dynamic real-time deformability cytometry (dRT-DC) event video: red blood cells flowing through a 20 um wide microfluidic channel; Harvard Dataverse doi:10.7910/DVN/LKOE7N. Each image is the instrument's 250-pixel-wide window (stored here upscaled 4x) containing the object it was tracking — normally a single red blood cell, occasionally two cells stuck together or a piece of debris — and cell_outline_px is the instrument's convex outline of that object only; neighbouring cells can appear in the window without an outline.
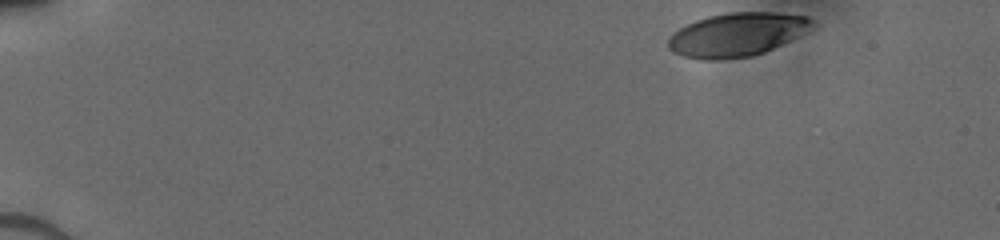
{"species": "human", "species_latin": "Homo sapiens", "temperature_condition": "cold", "stored_images_in_passage": 39, "camera_frame_rate_fps": 3000, "um_per_image_px": 0.085, "donor": {"sex": "male"}, "frame": {"image": 1, "passage_image": 1, "time_ms": 0.0, "image_size_px": [1000, 240], "cell_outline_px": [[816, 28], [808, 32], [764, 52], [752, 56], [716, 60], [704, 60], [684, 56], [672, 52], [668, 48], [668, 40], [672, 32], [696, 20], [708, 16], [728, 12], [772, 12], [808, 16], [816, 20]], "centroid_in_image_um": [62.69, 2.93], "position_along_channel_um": 22.3, "area_um2": 36.93}}
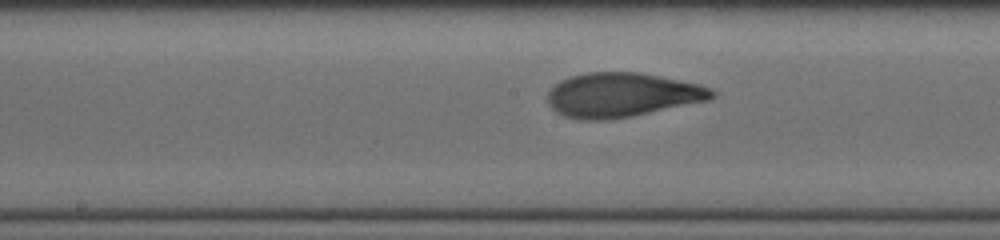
{"frame": {"image": 2, "passage_image": 23, "time_ms": 7.333, "image_size_px": [1000, 240], "cell_outline_px": [[716, 92], [708, 100], [632, 116], [604, 120], [580, 120], [564, 116], [556, 112], [548, 104], [548, 92], [560, 80], [572, 76], [588, 72], [640, 72], [700, 84], [712, 88]], "centroid_in_image_um": [52.85, 8.07], "position_along_channel_um": 195.3, "area_um2": 42.31}}
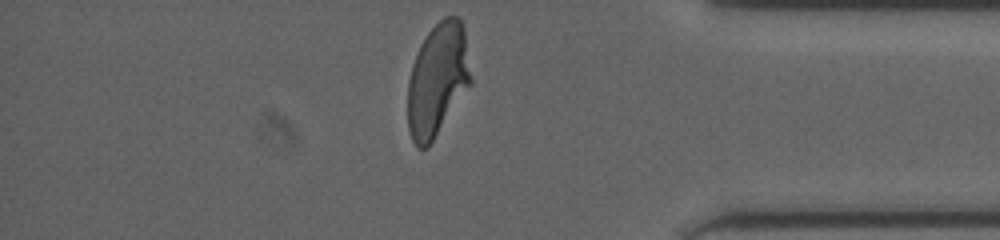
{"frame": {"image": 3, "passage_image": 39, "time_ms": 12.667, "image_size_px": [1000, 240], "cell_outline_px": [[472, 84], [428, 148], [416, 148], [412, 140], [408, 128], [408, 80], [412, 64], [420, 44], [428, 32], [444, 16], [460, 16], [464, 28], [472, 80]], "centroid_in_image_um": [37.2, 6.79], "position_along_channel_um": 398.0, "area_um2": 41.96}}